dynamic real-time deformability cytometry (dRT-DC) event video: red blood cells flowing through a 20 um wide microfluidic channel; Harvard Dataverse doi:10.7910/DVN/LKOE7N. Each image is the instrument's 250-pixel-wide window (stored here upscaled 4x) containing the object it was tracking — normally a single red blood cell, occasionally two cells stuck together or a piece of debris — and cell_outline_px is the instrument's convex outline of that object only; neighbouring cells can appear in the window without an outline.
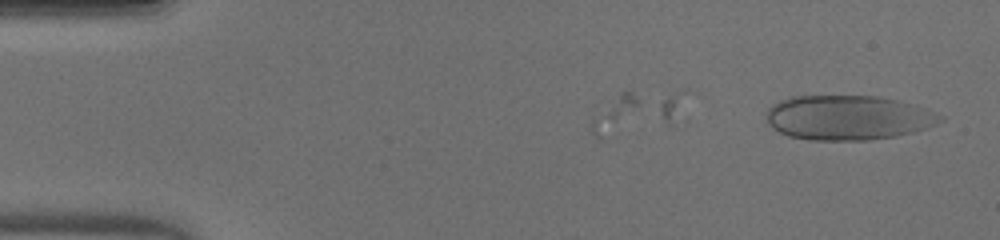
{"species": "human", "species_latin": "Homo sapiens", "temperature_condition": "warm", "stored_images_in_passage": 37, "camera_frame_rate_fps": 3000, "um_per_image_px": 0.085, "donor": {"sex": "male"}, "frame": {"image": 1, "passage_image": 1, "time_ms": 0.0, "image_size_px": [1000, 240], "cell_outline_px": [[944, 120], [936, 124], [912, 132], [896, 136], [868, 140], [808, 140], [788, 136], [764, 124], [768, 108], [772, 104], [780, 100], [792, 96], [876, 96], [896, 100], [944, 116]], "centroid_in_image_um": [71.98, 10.01], "position_along_channel_um": 13.0, "area_um2": 45.14}}
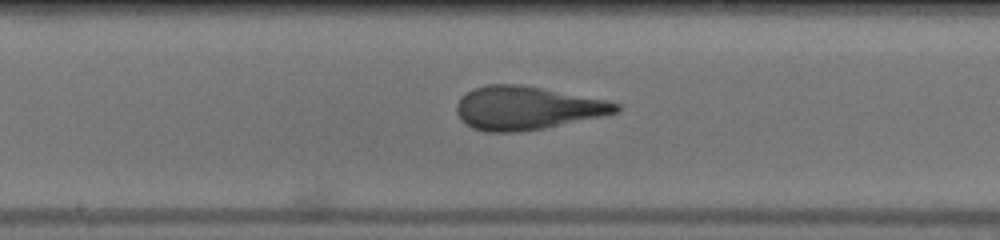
{"frame": {"image": 2, "passage_image": 24, "time_ms": 7.667, "image_size_px": [1000, 240], "cell_outline_px": [[620, 112], [544, 128], [516, 132], [488, 132], [472, 128], [460, 120], [456, 112], [456, 104], [460, 96], [472, 88], [488, 84], [520, 84], [608, 100], [620, 104]], "centroid_in_image_um": [44.75, 9.17], "position_along_channel_um": 203.5, "area_um2": 40.46}}
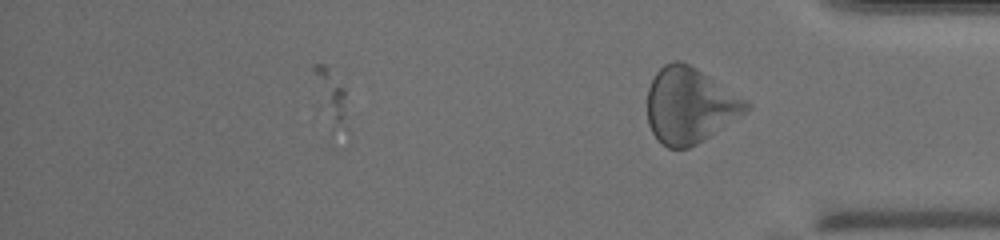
{"frame": {"image": 3, "passage_image": 37, "time_ms": 12.0, "image_size_px": [1000, 240], "cell_outline_px": [[752, 108], [696, 144], [688, 148], [668, 148], [652, 132], [648, 124], [648, 88], [656, 72], [664, 64], [672, 60], [680, 60], [696, 68], [748, 100], [752, 104]], "centroid_in_image_um": [58.63, 8.94], "position_along_channel_um": 376.6, "area_um2": 43.18}, "authors_computed_cell_mechanics": {"area_um2": 40.2288, "velocity_mm_per_s": 4.1037, "shape_relaxation_time_tau1_ms": 4.3568, "shape_relaxation_time_tau2_ms": 0.5507, "deformation_change_tau1": 0.1617, "deformation_change_tau2": 0.058}}